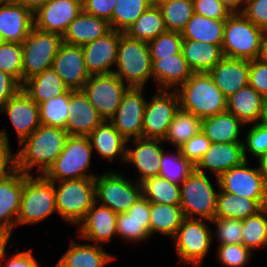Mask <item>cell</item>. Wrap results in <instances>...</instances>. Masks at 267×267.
Masks as SVG:
<instances>
[{"instance_id":"1","label":"cell","mask_w":267,"mask_h":267,"mask_svg":"<svg viewBox=\"0 0 267 267\" xmlns=\"http://www.w3.org/2000/svg\"><path fill=\"white\" fill-rule=\"evenodd\" d=\"M69 136L62 128L41 124L19 144L22 148L15 154L16 169L31 175L37 166V173L44 175L63 151Z\"/></svg>"},{"instance_id":"2","label":"cell","mask_w":267,"mask_h":267,"mask_svg":"<svg viewBox=\"0 0 267 267\" xmlns=\"http://www.w3.org/2000/svg\"><path fill=\"white\" fill-rule=\"evenodd\" d=\"M176 91L180 108L200 119L226 111L227 98L208 72H193Z\"/></svg>"},{"instance_id":"3","label":"cell","mask_w":267,"mask_h":267,"mask_svg":"<svg viewBox=\"0 0 267 267\" xmlns=\"http://www.w3.org/2000/svg\"><path fill=\"white\" fill-rule=\"evenodd\" d=\"M56 210L54 183L44 175L23 173V191L16 226L45 220Z\"/></svg>"},{"instance_id":"4","label":"cell","mask_w":267,"mask_h":267,"mask_svg":"<svg viewBox=\"0 0 267 267\" xmlns=\"http://www.w3.org/2000/svg\"><path fill=\"white\" fill-rule=\"evenodd\" d=\"M113 73L128 87L145 88L147 81L153 79L148 42L122 33L118 46L116 70Z\"/></svg>"},{"instance_id":"5","label":"cell","mask_w":267,"mask_h":267,"mask_svg":"<svg viewBox=\"0 0 267 267\" xmlns=\"http://www.w3.org/2000/svg\"><path fill=\"white\" fill-rule=\"evenodd\" d=\"M264 33L242 13H232L225 20L221 46L223 56L249 61L257 59Z\"/></svg>"},{"instance_id":"6","label":"cell","mask_w":267,"mask_h":267,"mask_svg":"<svg viewBox=\"0 0 267 267\" xmlns=\"http://www.w3.org/2000/svg\"><path fill=\"white\" fill-rule=\"evenodd\" d=\"M54 183L57 214L77 226L96 202L94 178H81ZM58 185V187H57Z\"/></svg>"},{"instance_id":"7","label":"cell","mask_w":267,"mask_h":267,"mask_svg":"<svg viewBox=\"0 0 267 267\" xmlns=\"http://www.w3.org/2000/svg\"><path fill=\"white\" fill-rule=\"evenodd\" d=\"M93 152L88 136H69L63 151L44 176L56 183L62 180L94 178V173H87Z\"/></svg>"},{"instance_id":"8","label":"cell","mask_w":267,"mask_h":267,"mask_svg":"<svg viewBox=\"0 0 267 267\" xmlns=\"http://www.w3.org/2000/svg\"><path fill=\"white\" fill-rule=\"evenodd\" d=\"M217 194L206 173L194 169L180 185V207L184 217L213 220Z\"/></svg>"},{"instance_id":"9","label":"cell","mask_w":267,"mask_h":267,"mask_svg":"<svg viewBox=\"0 0 267 267\" xmlns=\"http://www.w3.org/2000/svg\"><path fill=\"white\" fill-rule=\"evenodd\" d=\"M62 36L32 28L22 45V84L52 67Z\"/></svg>"},{"instance_id":"10","label":"cell","mask_w":267,"mask_h":267,"mask_svg":"<svg viewBox=\"0 0 267 267\" xmlns=\"http://www.w3.org/2000/svg\"><path fill=\"white\" fill-rule=\"evenodd\" d=\"M96 202L115 213H125L141 197L142 184L114 171L94 177Z\"/></svg>"},{"instance_id":"11","label":"cell","mask_w":267,"mask_h":267,"mask_svg":"<svg viewBox=\"0 0 267 267\" xmlns=\"http://www.w3.org/2000/svg\"><path fill=\"white\" fill-rule=\"evenodd\" d=\"M204 220L184 218L172 238L181 263L202 266L213 239L210 227Z\"/></svg>"},{"instance_id":"12","label":"cell","mask_w":267,"mask_h":267,"mask_svg":"<svg viewBox=\"0 0 267 267\" xmlns=\"http://www.w3.org/2000/svg\"><path fill=\"white\" fill-rule=\"evenodd\" d=\"M222 191L255 200L262 208L267 206V181L259 168L249 166L248 160L216 177Z\"/></svg>"},{"instance_id":"13","label":"cell","mask_w":267,"mask_h":267,"mask_svg":"<svg viewBox=\"0 0 267 267\" xmlns=\"http://www.w3.org/2000/svg\"><path fill=\"white\" fill-rule=\"evenodd\" d=\"M128 86L114 73L90 75L82 91L103 120L109 121L118 109Z\"/></svg>"},{"instance_id":"14","label":"cell","mask_w":267,"mask_h":267,"mask_svg":"<svg viewBox=\"0 0 267 267\" xmlns=\"http://www.w3.org/2000/svg\"><path fill=\"white\" fill-rule=\"evenodd\" d=\"M146 102L143 116V137L164 140L175 114L180 109L176 90H157Z\"/></svg>"},{"instance_id":"15","label":"cell","mask_w":267,"mask_h":267,"mask_svg":"<svg viewBox=\"0 0 267 267\" xmlns=\"http://www.w3.org/2000/svg\"><path fill=\"white\" fill-rule=\"evenodd\" d=\"M143 91V87H128L109 120L127 141L143 137V116L147 102Z\"/></svg>"},{"instance_id":"16","label":"cell","mask_w":267,"mask_h":267,"mask_svg":"<svg viewBox=\"0 0 267 267\" xmlns=\"http://www.w3.org/2000/svg\"><path fill=\"white\" fill-rule=\"evenodd\" d=\"M82 10V0H48L33 14L34 27L63 36Z\"/></svg>"},{"instance_id":"17","label":"cell","mask_w":267,"mask_h":267,"mask_svg":"<svg viewBox=\"0 0 267 267\" xmlns=\"http://www.w3.org/2000/svg\"><path fill=\"white\" fill-rule=\"evenodd\" d=\"M122 33L111 29L97 40L82 46L85 67L89 75L113 73L114 69L112 67L116 66Z\"/></svg>"},{"instance_id":"18","label":"cell","mask_w":267,"mask_h":267,"mask_svg":"<svg viewBox=\"0 0 267 267\" xmlns=\"http://www.w3.org/2000/svg\"><path fill=\"white\" fill-rule=\"evenodd\" d=\"M1 113L7 114L19 144L41 125L38 104L22 88L0 108Z\"/></svg>"},{"instance_id":"19","label":"cell","mask_w":267,"mask_h":267,"mask_svg":"<svg viewBox=\"0 0 267 267\" xmlns=\"http://www.w3.org/2000/svg\"><path fill=\"white\" fill-rule=\"evenodd\" d=\"M52 68L70 90H82L90 75L86 70L82 46L62 42Z\"/></svg>"},{"instance_id":"20","label":"cell","mask_w":267,"mask_h":267,"mask_svg":"<svg viewBox=\"0 0 267 267\" xmlns=\"http://www.w3.org/2000/svg\"><path fill=\"white\" fill-rule=\"evenodd\" d=\"M130 141L136 146L132 150L127 147L125 163L135 165L139 172L136 181L142 183L148 178L159 176L160 160L165 150L160 143L164 141L144 137L128 140L127 143Z\"/></svg>"},{"instance_id":"21","label":"cell","mask_w":267,"mask_h":267,"mask_svg":"<svg viewBox=\"0 0 267 267\" xmlns=\"http://www.w3.org/2000/svg\"><path fill=\"white\" fill-rule=\"evenodd\" d=\"M23 173L15 170L0 180V235L12 236L20 211Z\"/></svg>"},{"instance_id":"22","label":"cell","mask_w":267,"mask_h":267,"mask_svg":"<svg viewBox=\"0 0 267 267\" xmlns=\"http://www.w3.org/2000/svg\"><path fill=\"white\" fill-rule=\"evenodd\" d=\"M78 225L79 238L104 244L117 236V213L95 202Z\"/></svg>"},{"instance_id":"23","label":"cell","mask_w":267,"mask_h":267,"mask_svg":"<svg viewBox=\"0 0 267 267\" xmlns=\"http://www.w3.org/2000/svg\"><path fill=\"white\" fill-rule=\"evenodd\" d=\"M102 121L82 90L69 89L66 131L70 136H88Z\"/></svg>"},{"instance_id":"24","label":"cell","mask_w":267,"mask_h":267,"mask_svg":"<svg viewBox=\"0 0 267 267\" xmlns=\"http://www.w3.org/2000/svg\"><path fill=\"white\" fill-rule=\"evenodd\" d=\"M34 27L33 13L14 0L0 4V34L5 42L22 44Z\"/></svg>"},{"instance_id":"25","label":"cell","mask_w":267,"mask_h":267,"mask_svg":"<svg viewBox=\"0 0 267 267\" xmlns=\"http://www.w3.org/2000/svg\"><path fill=\"white\" fill-rule=\"evenodd\" d=\"M117 236L142 242L150 235V201L142 195L125 213L117 214Z\"/></svg>"},{"instance_id":"26","label":"cell","mask_w":267,"mask_h":267,"mask_svg":"<svg viewBox=\"0 0 267 267\" xmlns=\"http://www.w3.org/2000/svg\"><path fill=\"white\" fill-rule=\"evenodd\" d=\"M245 160L243 142L211 143L209 149L195 165V170L202 173H205L203 170H210L212 175L219 177Z\"/></svg>"},{"instance_id":"27","label":"cell","mask_w":267,"mask_h":267,"mask_svg":"<svg viewBox=\"0 0 267 267\" xmlns=\"http://www.w3.org/2000/svg\"><path fill=\"white\" fill-rule=\"evenodd\" d=\"M208 73L228 98L249 84V60L223 57Z\"/></svg>"},{"instance_id":"28","label":"cell","mask_w":267,"mask_h":267,"mask_svg":"<svg viewBox=\"0 0 267 267\" xmlns=\"http://www.w3.org/2000/svg\"><path fill=\"white\" fill-rule=\"evenodd\" d=\"M151 60L152 75L159 85L158 90H177L193 73L182 52Z\"/></svg>"},{"instance_id":"29","label":"cell","mask_w":267,"mask_h":267,"mask_svg":"<svg viewBox=\"0 0 267 267\" xmlns=\"http://www.w3.org/2000/svg\"><path fill=\"white\" fill-rule=\"evenodd\" d=\"M111 30L110 23L83 10L70 23L62 36L63 42L83 46L97 40Z\"/></svg>"},{"instance_id":"30","label":"cell","mask_w":267,"mask_h":267,"mask_svg":"<svg viewBox=\"0 0 267 267\" xmlns=\"http://www.w3.org/2000/svg\"><path fill=\"white\" fill-rule=\"evenodd\" d=\"M92 149L112 162L116 157L125 163L127 140L110 121L103 120L89 135Z\"/></svg>"},{"instance_id":"31","label":"cell","mask_w":267,"mask_h":267,"mask_svg":"<svg viewBox=\"0 0 267 267\" xmlns=\"http://www.w3.org/2000/svg\"><path fill=\"white\" fill-rule=\"evenodd\" d=\"M114 259L116 257L104 251L100 244H81L72 241L69 249L54 267H104Z\"/></svg>"},{"instance_id":"32","label":"cell","mask_w":267,"mask_h":267,"mask_svg":"<svg viewBox=\"0 0 267 267\" xmlns=\"http://www.w3.org/2000/svg\"><path fill=\"white\" fill-rule=\"evenodd\" d=\"M264 98L249 84L227 98L226 111L244 125L258 122Z\"/></svg>"},{"instance_id":"33","label":"cell","mask_w":267,"mask_h":267,"mask_svg":"<svg viewBox=\"0 0 267 267\" xmlns=\"http://www.w3.org/2000/svg\"><path fill=\"white\" fill-rule=\"evenodd\" d=\"M245 125L233 114L225 111L202 119V132L211 143H236L240 140L241 127Z\"/></svg>"},{"instance_id":"34","label":"cell","mask_w":267,"mask_h":267,"mask_svg":"<svg viewBox=\"0 0 267 267\" xmlns=\"http://www.w3.org/2000/svg\"><path fill=\"white\" fill-rule=\"evenodd\" d=\"M22 89L38 105L69 90L52 67L27 79L22 84Z\"/></svg>"},{"instance_id":"35","label":"cell","mask_w":267,"mask_h":267,"mask_svg":"<svg viewBox=\"0 0 267 267\" xmlns=\"http://www.w3.org/2000/svg\"><path fill=\"white\" fill-rule=\"evenodd\" d=\"M221 46L183 39L181 52L193 72H209L224 57Z\"/></svg>"},{"instance_id":"36","label":"cell","mask_w":267,"mask_h":267,"mask_svg":"<svg viewBox=\"0 0 267 267\" xmlns=\"http://www.w3.org/2000/svg\"><path fill=\"white\" fill-rule=\"evenodd\" d=\"M225 20H216L194 12L181 32L183 39L222 45Z\"/></svg>"},{"instance_id":"37","label":"cell","mask_w":267,"mask_h":267,"mask_svg":"<svg viewBox=\"0 0 267 267\" xmlns=\"http://www.w3.org/2000/svg\"><path fill=\"white\" fill-rule=\"evenodd\" d=\"M184 218L180 205L150 202V235L159 232L173 238Z\"/></svg>"},{"instance_id":"38","label":"cell","mask_w":267,"mask_h":267,"mask_svg":"<svg viewBox=\"0 0 267 267\" xmlns=\"http://www.w3.org/2000/svg\"><path fill=\"white\" fill-rule=\"evenodd\" d=\"M261 209L262 207L255 200L220 189L217 194L215 217L245 219Z\"/></svg>"},{"instance_id":"39","label":"cell","mask_w":267,"mask_h":267,"mask_svg":"<svg viewBox=\"0 0 267 267\" xmlns=\"http://www.w3.org/2000/svg\"><path fill=\"white\" fill-rule=\"evenodd\" d=\"M166 31L160 8L151 5L136 19L125 34L131 38L149 42Z\"/></svg>"},{"instance_id":"40","label":"cell","mask_w":267,"mask_h":267,"mask_svg":"<svg viewBox=\"0 0 267 267\" xmlns=\"http://www.w3.org/2000/svg\"><path fill=\"white\" fill-rule=\"evenodd\" d=\"M201 128L202 119L180 108L170 123L167 135L163 141L170 142L171 145L179 148L191 137L199 133Z\"/></svg>"},{"instance_id":"41","label":"cell","mask_w":267,"mask_h":267,"mask_svg":"<svg viewBox=\"0 0 267 267\" xmlns=\"http://www.w3.org/2000/svg\"><path fill=\"white\" fill-rule=\"evenodd\" d=\"M142 194L153 204L180 205V185L155 176L142 183Z\"/></svg>"},{"instance_id":"42","label":"cell","mask_w":267,"mask_h":267,"mask_svg":"<svg viewBox=\"0 0 267 267\" xmlns=\"http://www.w3.org/2000/svg\"><path fill=\"white\" fill-rule=\"evenodd\" d=\"M242 244L252 252L267 246V206L242 219Z\"/></svg>"},{"instance_id":"43","label":"cell","mask_w":267,"mask_h":267,"mask_svg":"<svg viewBox=\"0 0 267 267\" xmlns=\"http://www.w3.org/2000/svg\"><path fill=\"white\" fill-rule=\"evenodd\" d=\"M151 5V0H117L112 13L111 29L125 33Z\"/></svg>"},{"instance_id":"44","label":"cell","mask_w":267,"mask_h":267,"mask_svg":"<svg viewBox=\"0 0 267 267\" xmlns=\"http://www.w3.org/2000/svg\"><path fill=\"white\" fill-rule=\"evenodd\" d=\"M167 31L182 32L194 14L193 0H169L158 5Z\"/></svg>"},{"instance_id":"45","label":"cell","mask_w":267,"mask_h":267,"mask_svg":"<svg viewBox=\"0 0 267 267\" xmlns=\"http://www.w3.org/2000/svg\"><path fill=\"white\" fill-rule=\"evenodd\" d=\"M177 152H162L160 160L159 176L171 181L172 183L181 185L182 182L192 173L195 166L181 155L180 150Z\"/></svg>"},{"instance_id":"46","label":"cell","mask_w":267,"mask_h":267,"mask_svg":"<svg viewBox=\"0 0 267 267\" xmlns=\"http://www.w3.org/2000/svg\"><path fill=\"white\" fill-rule=\"evenodd\" d=\"M68 104L69 90L62 95L42 102L38 105L41 124L66 130Z\"/></svg>"},{"instance_id":"47","label":"cell","mask_w":267,"mask_h":267,"mask_svg":"<svg viewBox=\"0 0 267 267\" xmlns=\"http://www.w3.org/2000/svg\"><path fill=\"white\" fill-rule=\"evenodd\" d=\"M183 38L180 32L166 31L148 42L151 59L172 57L181 53Z\"/></svg>"},{"instance_id":"48","label":"cell","mask_w":267,"mask_h":267,"mask_svg":"<svg viewBox=\"0 0 267 267\" xmlns=\"http://www.w3.org/2000/svg\"><path fill=\"white\" fill-rule=\"evenodd\" d=\"M0 70L13 76L22 85V45L4 42L0 45Z\"/></svg>"},{"instance_id":"49","label":"cell","mask_w":267,"mask_h":267,"mask_svg":"<svg viewBox=\"0 0 267 267\" xmlns=\"http://www.w3.org/2000/svg\"><path fill=\"white\" fill-rule=\"evenodd\" d=\"M210 223L216 225L219 245L242 244V219L215 217Z\"/></svg>"},{"instance_id":"50","label":"cell","mask_w":267,"mask_h":267,"mask_svg":"<svg viewBox=\"0 0 267 267\" xmlns=\"http://www.w3.org/2000/svg\"><path fill=\"white\" fill-rule=\"evenodd\" d=\"M254 254L243 244H226L217 246V257L225 267H244Z\"/></svg>"},{"instance_id":"51","label":"cell","mask_w":267,"mask_h":267,"mask_svg":"<svg viewBox=\"0 0 267 267\" xmlns=\"http://www.w3.org/2000/svg\"><path fill=\"white\" fill-rule=\"evenodd\" d=\"M243 141L244 157L248 160V153L256 160L267 154V127L255 123L250 126Z\"/></svg>"},{"instance_id":"52","label":"cell","mask_w":267,"mask_h":267,"mask_svg":"<svg viewBox=\"0 0 267 267\" xmlns=\"http://www.w3.org/2000/svg\"><path fill=\"white\" fill-rule=\"evenodd\" d=\"M210 145L211 141L201 130L178 149L180 150L181 155L195 166L209 149Z\"/></svg>"},{"instance_id":"53","label":"cell","mask_w":267,"mask_h":267,"mask_svg":"<svg viewBox=\"0 0 267 267\" xmlns=\"http://www.w3.org/2000/svg\"><path fill=\"white\" fill-rule=\"evenodd\" d=\"M194 12L207 18L226 20L230 11L219 0H193Z\"/></svg>"},{"instance_id":"54","label":"cell","mask_w":267,"mask_h":267,"mask_svg":"<svg viewBox=\"0 0 267 267\" xmlns=\"http://www.w3.org/2000/svg\"><path fill=\"white\" fill-rule=\"evenodd\" d=\"M8 136L5 129L0 131V180L16 170V157L12 154Z\"/></svg>"},{"instance_id":"55","label":"cell","mask_w":267,"mask_h":267,"mask_svg":"<svg viewBox=\"0 0 267 267\" xmlns=\"http://www.w3.org/2000/svg\"><path fill=\"white\" fill-rule=\"evenodd\" d=\"M242 14L254 25L267 32V0H248Z\"/></svg>"},{"instance_id":"56","label":"cell","mask_w":267,"mask_h":267,"mask_svg":"<svg viewBox=\"0 0 267 267\" xmlns=\"http://www.w3.org/2000/svg\"><path fill=\"white\" fill-rule=\"evenodd\" d=\"M249 85L263 98L267 97V64L257 59L249 61Z\"/></svg>"},{"instance_id":"57","label":"cell","mask_w":267,"mask_h":267,"mask_svg":"<svg viewBox=\"0 0 267 267\" xmlns=\"http://www.w3.org/2000/svg\"><path fill=\"white\" fill-rule=\"evenodd\" d=\"M117 0H82L83 11L102 18L109 23Z\"/></svg>"},{"instance_id":"58","label":"cell","mask_w":267,"mask_h":267,"mask_svg":"<svg viewBox=\"0 0 267 267\" xmlns=\"http://www.w3.org/2000/svg\"><path fill=\"white\" fill-rule=\"evenodd\" d=\"M15 252L17 253L13 254L9 259H6L7 251L5 250L1 260L5 261L1 262L5 264V266L2 265L3 267H40L36 257L32 254V249L23 252H19L18 249H15Z\"/></svg>"},{"instance_id":"59","label":"cell","mask_w":267,"mask_h":267,"mask_svg":"<svg viewBox=\"0 0 267 267\" xmlns=\"http://www.w3.org/2000/svg\"><path fill=\"white\" fill-rule=\"evenodd\" d=\"M21 88L22 85L13 76L0 70V108Z\"/></svg>"},{"instance_id":"60","label":"cell","mask_w":267,"mask_h":267,"mask_svg":"<svg viewBox=\"0 0 267 267\" xmlns=\"http://www.w3.org/2000/svg\"><path fill=\"white\" fill-rule=\"evenodd\" d=\"M230 13H242L246 0H219ZM242 6V7H241Z\"/></svg>"},{"instance_id":"61","label":"cell","mask_w":267,"mask_h":267,"mask_svg":"<svg viewBox=\"0 0 267 267\" xmlns=\"http://www.w3.org/2000/svg\"><path fill=\"white\" fill-rule=\"evenodd\" d=\"M14 1L21 4L24 8H27L34 14L48 0H14Z\"/></svg>"},{"instance_id":"62","label":"cell","mask_w":267,"mask_h":267,"mask_svg":"<svg viewBox=\"0 0 267 267\" xmlns=\"http://www.w3.org/2000/svg\"><path fill=\"white\" fill-rule=\"evenodd\" d=\"M257 60L267 64V32L263 34Z\"/></svg>"},{"instance_id":"63","label":"cell","mask_w":267,"mask_h":267,"mask_svg":"<svg viewBox=\"0 0 267 267\" xmlns=\"http://www.w3.org/2000/svg\"><path fill=\"white\" fill-rule=\"evenodd\" d=\"M258 163H259V171L260 173L263 175L264 179L267 181V154L261 156L258 159Z\"/></svg>"},{"instance_id":"64","label":"cell","mask_w":267,"mask_h":267,"mask_svg":"<svg viewBox=\"0 0 267 267\" xmlns=\"http://www.w3.org/2000/svg\"><path fill=\"white\" fill-rule=\"evenodd\" d=\"M257 123L267 127V97L263 100L261 115Z\"/></svg>"},{"instance_id":"65","label":"cell","mask_w":267,"mask_h":267,"mask_svg":"<svg viewBox=\"0 0 267 267\" xmlns=\"http://www.w3.org/2000/svg\"><path fill=\"white\" fill-rule=\"evenodd\" d=\"M10 238L11 236L8 235H0V266L2 265V256L6 250V246L8 245Z\"/></svg>"},{"instance_id":"66","label":"cell","mask_w":267,"mask_h":267,"mask_svg":"<svg viewBox=\"0 0 267 267\" xmlns=\"http://www.w3.org/2000/svg\"><path fill=\"white\" fill-rule=\"evenodd\" d=\"M166 1H169V0H151L152 5H155V6H158V5H160V4H162L163 2H166Z\"/></svg>"},{"instance_id":"67","label":"cell","mask_w":267,"mask_h":267,"mask_svg":"<svg viewBox=\"0 0 267 267\" xmlns=\"http://www.w3.org/2000/svg\"><path fill=\"white\" fill-rule=\"evenodd\" d=\"M4 42L5 41H4L3 37H2V35L0 34V45L3 44Z\"/></svg>"}]
</instances>
